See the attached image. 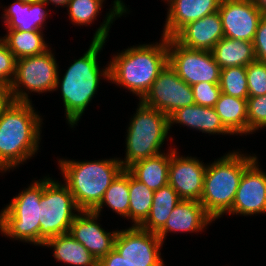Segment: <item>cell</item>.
Returning a JSON list of instances; mask_svg holds the SVG:
<instances>
[{
	"label": "cell",
	"mask_w": 266,
	"mask_h": 266,
	"mask_svg": "<svg viewBox=\"0 0 266 266\" xmlns=\"http://www.w3.org/2000/svg\"><path fill=\"white\" fill-rule=\"evenodd\" d=\"M111 11L107 13V17L102 25L97 28L93 35V40L89 49L79 59H74L73 64L66 70L60 84L59 72L57 74V84L61 89L62 100L65 107V116L71 127L77 125L80 117L84 113L86 107L97 94L100 78L103 76L109 81V63L108 67L100 70L98 63V55L107 41L110 26L115 20L127 13V8L123 1L114 0ZM60 84V86H59Z\"/></svg>",
	"instance_id": "6da1fadb"
},
{
	"label": "cell",
	"mask_w": 266,
	"mask_h": 266,
	"mask_svg": "<svg viewBox=\"0 0 266 266\" xmlns=\"http://www.w3.org/2000/svg\"><path fill=\"white\" fill-rule=\"evenodd\" d=\"M42 119L32 102L12 101L0 113V172L34 157L39 150Z\"/></svg>",
	"instance_id": "7a4b0ae2"
},
{
	"label": "cell",
	"mask_w": 266,
	"mask_h": 266,
	"mask_svg": "<svg viewBox=\"0 0 266 266\" xmlns=\"http://www.w3.org/2000/svg\"><path fill=\"white\" fill-rule=\"evenodd\" d=\"M168 65V38L160 43L127 48L109 62V81L137 95L141 101Z\"/></svg>",
	"instance_id": "3957f363"
},
{
	"label": "cell",
	"mask_w": 266,
	"mask_h": 266,
	"mask_svg": "<svg viewBox=\"0 0 266 266\" xmlns=\"http://www.w3.org/2000/svg\"><path fill=\"white\" fill-rule=\"evenodd\" d=\"M65 185L80 210L93 211L102 201L105 191L124 170L118 158L58 161Z\"/></svg>",
	"instance_id": "277c9868"
},
{
	"label": "cell",
	"mask_w": 266,
	"mask_h": 266,
	"mask_svg": "<svg viewBox=\"0 0 266 266\" xmlns=\"http://www.w3.org/2000/svg\"><path fill=\"white\" fill-rule=\"evenodd\" d=\"M256 158L233 151L207 165L200 203L214 221L231 210L244 170Z\"/></svg>",
	"instance_id": "5b68a950"
},
{
	"label": "cell",
	"mask_w": 266,
	"mask_h": 266,
	"mask_svg": "<svg viewBox=\"0 0 266 266\" xmlns=\"http://www.w3.org/2000/svg\"><path fill=\"white\" fill-rule=\"evenodd\" d=\"M138 105L126 134L125 160H119L124 169L136 161L162 153L160 149L170 131L169 116L142 101Z\"/></svg>",
	"instance_id": "8992f818"
},
{
	"label": "cell",
	"mask_w": 266,
	"mask_h": 266,
	"mask_svg": "<svg viewBox=\"0 0 266 266\" xmlns=\"http://www.w3.org/2000/svg\"><path fill=\"white\" fill-rule=\"evenodd\" d=\"M43 179L35 180L0 213V232L12 239L39 245L40 198Z\"/></svg>",
	"instance_id": "52a82bcc"
},
{
	"label": "cell",
	"mask_w": 266,
	"mask_h": 266,
	"mask_svg": "<svg viewBox=\"0 0 266 266\" xmlns=\"http://www.w3.org/2000/svg\"><path fill=\"white\" fill-rule=\"evenodd\" d=\"M61 183L47 176L43 179V194L40 198V246L52 237L69 233L77 215L74 212H80L70 190Z\"/></svg>",
	"instance_id": "ba28073f"
},
{
	"label": "cell",
	"mask_w": 266,
	"mask_h": 266,
	"mask_svg": "<svg viewBox=\"0 0 266 266\" xmlns=\"http://www.w3.org/2000/svg\"><path fill=\"white\" fill-rule=\"evenodd\" d=\"M53 54L48 49L39 55L16 59L15 76L8 88L12 101L31 102L28 98L29 91L36 93L55 91L59 67Z\"/></svg>",
	"instance_id": "9c48e42d"
},
{
	"label": "cell",
	"mask_w": 266,
	"mask_h": 266,
	"mask_svg": "<svg viewBox=\"0 0 266 266\" xmlns=\"http://www.w3.org/2000/svg\"><path fill=\"white\" fill-rule=\"evenodd\" d=\"M168 65L190 86L220 82L221 68L212 51L187 48L174 38H168Z\"/></svg>",
	"instance_id": "30bf717a"
},
{
	"label": "cell",
	"mask_w": 266,
	"mask_h": 266,
	"mask_svg": "<svg viewBox=\"0 0 266 266\" xmlns=\"http://www.w3.org/2000/svg\"><path fill=\"white\" fill-rule=\"evenodd\" d=\"M163 242L156 233L131 226L118 230L114 249L132 266H165L160 249Z\"/></svg>",
	"instance_id": "8fae6325"
},
{
	"label": "cell",
	"mask_w": 266,
	"mask_h": 266,
	"mask_svg": "<svg viewBox=\"0 0 266 266\" xmlns=\"http://www.w3.org/2000/svg\"><path fill=\"white\" fill-rule=\"evenodd\" d=\"M141 101L167 116L179 108L195 104L191 86L180 79L169 65L158 75Z\"/></svg>",
	"instance_id": "7c38bea8"
},
{
	"label": "cell",
	"mask_w": 266,
	"mask_h": 266,
	"mask_svg": "<svg viewBox=\"0 0 266 266\" xmlns=\"http://www.w3.org/2000/svg\"><path fill=\"white\" fill-rule=\"evenodd\" d=\"M218 12L224 37L250 42L264 16L252 0H221Z\"/></svg>",
	"instance_id": "4fadbf2b"
},
{
	"label": "cell",
	"mask_w": 266,
	"mask_h": 266,
	"mask_svg": "<svg viewBox=\"0 0 266 266\" xmlns=\"http://www.w3.org/2000/svg\"><path fill=\"white\" fill-rule=\"evenodd\" d=\"M207 165L195 157H183L172 149L169 165L168 184L182 200L199 201L203 192L204 175Z\"/></svg>",
	"instance_id": "5bb4252c"
},
{
	"label": "cell",
	"mask_w": 266,
	"mask_h": 266,
	"mask_svg": "<svg viewBox=\"0 0 266 266\" xmlns=\"http://www.w3.org/2000/svg\"><path fill=\"white\" fill-rule=\"evenodd\" d=\"M257 159L244 170L229 215L266 213V172L258 167Z\"/></svg>",
	"instance_id": "9a60e30c"
},
{
	"label": "cell",
	"mask_w": 266,
	"mask_h": 266,
	"mask_svg": "<svg viewBox=\"0 0 266 266\" xmlns=\"http://www.w3.org/2000/svg\"><path fill=\"white\" fill-rule=\"evenodd\" d=\"M77 214L70 226L69 233L99 261L114 248L118 230L106 232L97 223L100 215L94 211L80 210Z\"/></svg>",
	"instance_id": "2e32d148"
},
{
	"label": "cell",
	"mask_w": 266,
	"mask_h": 266,
	"mask_svg": "<svg viewBox=\"0 0 266 266\" xmlns=\"http://www.w3.org/2000/svg\"><path fill=\"white\" fill-rule=\"evenodd\" d=\"M168 2L162 36L173 38L184 26L218 11L221 0H164Z\"/></svg>",
	"instance_id": "e0dca14e"
},
{
	"label": "cell",
	"mask_w": 266,
	"mask_h": 266,
	"mask_svg": "<svg viewBox=\"0 0 266 266\" xmlns=\"http://www.w3.org/2000/svg\"><path fill=\"white\" fill-rule=\"evenodd\" d=\"M223 37L222 20L217 11L187 24L173 38L187 48L212 51Z\"/></svg>",
	"instance_id": "ac0fdd59"
},
{
	"label": "cell",
	"mask_w": 266,
	"mask_h": 266,
	"mask_svg": "<svg viewBox=\"0 0 266 266\" xmlns=\"http://www.w3.org/2000/svg\"><path fill=\"white\" fill-rule=\"evenodd\" d=\"M214 221L199 201L182 200L172 210L165 225L156 233L162 242L167 233L199 232Z\"/></svg>",
	"instance_id": "d6986e66"
},
{
	"label": "cell",
	"mask_w": 266,
	"mask_h": 266,
	"mask_svg": "<svg viewBox=\"0 0 266 266\" xmlns=\"http://www.w3.org/2000/svg\"><path fill=\"white\" fill-rule=\"evenodd\" d=\"M170 128L172 124L185 125L202 133L233 135L222 123L214 107L191 105L177 109L169 116Z\"/></svg>",
	"instance_id": "ffe728a7"
},
{
	"label": "cell",
	"mask_w": 266,
	"mask_h": 266,
	"mask_svg": "<svg viewBox=\"0 0 266 266\" xmlns=\"http://www.w3.org/2000/svg\"><path fill=\"white\" fill-rule=\"evenodd\" d=\"M46 3L43 0L25 1L16 0L3 14L7 29L22 31H42L47 18Z\"/></svg>",
	"instance_id": "44dd1931"
},
{
	"label": "cell",
	"mask_w": 266,
	"mask_h": 266,
	"mask_svg": "<svg viewBox=\"0 0 266 266\" xmlns=\"http://www.w3.org/2000/svg\"><path fill=\"white\" fill-rule=\"evenodd\" d=\"M168 151L169 153L167 152L166 154L163 152L147 159L136 161L127 170L149 189L156 191L168 184L172 149Z\"/></svg>",
	"instance_id": "7402d4cb"
},
{
	"label": "cell",
	"mask_w": 266,
	"mask_h": 266,
	"mask_svg": "<svg viewBox=\"0 0 266 266\" xmlns=\"http://www.w3.org/2000/svg\"><path fill=\"white\" fill-rule=\"evenodd\" d=\"M44 246L53 248L56 260L64 262V264L98 266V259L83 244L76 241L70 233L52 237L44 242Z\"/></svg>",
	"instance_id": "603a6c76"
},
{
	"label": "cell",
	"mask_w": 266,
	"mask_h": 266,
	"mask_svg": "<svg viewBox=\"0 0 266 266\" xmlns=\"http://www.w3.org/2000/svg\"><path fill=\"white\" fill-rule=\"evenodd\" d=\"M212 54L221 69L238 66L246 67L256 60L252 42L227 37H223L214 46Z\"/></svg>",
	"instance_id": "cb8c5ba5"
},
{
	"label": "cell",
	"mask_w": 266,
	"mask_h": 266,
	"mask_svg": "<svg viewBox=\"0 0 266 266\" xmlns=\"http://www.w3.org/2000/svg\"><path fill=\"white\" fill-rule=\"evenodd\" d=\"M214 109L223 125L233 134H248L247 100L220 94Z\"/></svg>",
	"instance_id": "d4e9b609"
},
{
	"label": "cell",
	"mask_w": 266,
	"mask_h": 266,
	"mask_svg": "<svg viewBox=\"0 0 266 266\" xmlns=\"http://www.w3.org/2000/svg\"><path fill=\"white\" fill-rule=\"evenodd\" d=\"M181 201L178 193L169 184L162 186L154 191L150 213L139 227L157 233L165 225L172 210Z\"/></svg>",
	"instance_id": "484cf974"
},
{
	"label": "cell",
	"mask_w": 266,
	"mask_h": 266,
	"mask_svg": "<svg viewBox=\"0 0 266 266\" xmlns=\"http://www.w3.org/2000/svg\"><path fill=\"white\" fill-rule=\"evenodd\" d=\"M43 36V32L40 30L25 32L8 29L6 36L2 37L3 39L1 38V40L7 45L16 59H21L42 54L50 49Z\"/></svg>",
	"instance_id": "4316f807"
},
{
	"label": "cell",
	"mask_w": 266,
	"mask_h": 266,
	"mask_svg": "<svg viewBox=\"0 0 266 266\" xmlns=\"http://www.w3.org/2000/svg\"><path fill=\"white\" fill-rule=\"evenodd\" d=\"M129 204V171L124 169L107 188L102 201L93 211L100 215L103 205H106L120 216L129 219Z\"/></svg>",
	"instance_id": "83f0119b"
},
{
	"label": "cell",
	"mask_w": 266,
	"mask_h": 266,
	"mask_svg": "<svg viewBox=\"0 0 266 266\" xmlns=\"http://www.w3.org/2000/svg\"><path fill=\"white\" fill-rule=\"evenodd\" d=\"M129 194V219L134 222L132 226L139 227L150 213L154 191L129 172Z\"/></svg>",
	"instance_id": "f1b7e54d"
},
{
	"label": "cell",
	"mask_w": 266,
	"mask_h": 266,
	"mask_svg": "<svg viewBox=\"0 0 266 266\" xmlns=\"http://www.w3.org/2000/svg\"><path fill=\"white\" fill-rule=\"evenodd\" d=\"M219 86L222 93L247 100L249 94L246 67L221 69Z\"/></svg>",
	"instance_id": "f546056e"
},
{
	"label": "cell",
	"mask_w": 266,
	"mask_h": 266,
	"mask_svg": "<svg viewBox=\"0 0 266 266\" xmlns=\"http://www.w3.org/2000/svg\"><path fill=\"white\" fill-rule=\"evenodd\" d=\"M103 2L104 0H69L66 7L74 24L90 25L100 13Z\"/></svg>",
	"instance_id": "4dcf8cb0"
},
{
	"label": "cell",
	"mask_w": 266,
	"mask_h": 266,
	"mask_svg": "<svg viewBox=\"0 0 266 266\" xmlns=\"http://www.w3.org/2000/svg\"><path fill=\"white\" fill-rule=\"evenodd\" d=\"M249 97L266 94V62L255 60L246 66Z\"/></svg>",
	"instance_id": "1f68e13d"
},
{
	"label": "cell",
	"mask_w": 266,
	"mask_h": 266,
	"mask_svg": "<svg viewBox=\"0 0 266 266\" xmlns=\"http://www.w3.org/2000/svg\"><path fill=\"white\" fill-rule=\"evenodd\" d=\"M248 134L266 127V94L247 98Z\"/></svg>",
	"instance_id": "d6a6232c"
},
{
	"label": "cell",
	"mask_w": 266,
	"mask_h": 266,
	"mask_svg": "<svg viewBox=\"0 0 266 266\" xmlns=\"http://www.w3.org/2000/svg\"><path fill=\"white\" fill-rule=\"evenodd\" d=\"M195 104L214 107L221 94L219 83L200 82L191 86Z\"/></svg>",
	"instance_id": "836d02e7"
},
{
	"label": "cell",
	"mask_w": 266,
	"mask_h": 266,
	"mask_svg": "<svg viewBox=\"0 0 266 266\" xmlns=\"http://www.w3.org/2000/svg\"><path fill=\"white\" fill-rule=\"evenodd\" d=\"M16 69V58L0 38V85L9 88Z\"/></svg>",
	"instance_id": "e575fe53"
},
{
	"label": "cell",
	"mask_w": 266,
	"mask_h": 266,
	"mask_svg": "<svg viewBox=\"0 0 266 266\" xmlns=\"http://www.w3.org/2000/svg\"><path fill=\"white\" fill-rule=\"evenodd\" d=\"M252 43L256 60L266 62V16L260 20Z\"/></svg>",
	"instance_id": "d590c367"
},
{
	"label": "cell",
	"mask_w": 266,
	"mask_h": 266,
	"mask_svg": "<svg viewBox=\"0 0 266 266\" xmlns=\"http://www.w3.org/2000/svg\"><path fill=\"white\" fill-rule=\"evenodd\" d=\"M98 266H132L114 248L98 261Z\"/></svg>",
	"instance_id": "8d00e7d4"
},
{
	"label": "cell",
	"mask_w": 266,
	"mask_h": 266,
	"mask_svg": "<svg viewBox=\"0 0 266 266\" xmlns=\"http://www.w3.org/2000/svg\"><path fill=\"white\" fill-rule=\"evenodd\" d=\"M10 100L8 87L0 85V113Z\"/></svg>",
	"instance_id": "74e56055"
},
{
	"label": "cell",
	"mask_w": 266,
	"mask_h": 266,
	"mask_svg": "<svg viewBox=\"0 0 266 266\" xmlns=\"http://www.w3.org/2000/svg\"><path fill=\"white\" fill-rule=\"evenodd\" d=\"M260 12L266 16V0H252Z\"/></svg>",
	"instance_id": "f35d334b"
},
{
	"label": "cell",
	"mask_w": 266,
	"mask_h": 266,
	"mask_svg": "<svg viewBox=\"0 0 266 266\" xmlns=\"http://www.w3.org/2000/svg\"><path fill=\"white\" fill-rule=\"evenodd\" d=\"M47 5H49V3L55 5L57 7L58 6H67L69 0H43Z\"/></svg>",
	"instance_id": "ab89813d"
}]
</instances>
